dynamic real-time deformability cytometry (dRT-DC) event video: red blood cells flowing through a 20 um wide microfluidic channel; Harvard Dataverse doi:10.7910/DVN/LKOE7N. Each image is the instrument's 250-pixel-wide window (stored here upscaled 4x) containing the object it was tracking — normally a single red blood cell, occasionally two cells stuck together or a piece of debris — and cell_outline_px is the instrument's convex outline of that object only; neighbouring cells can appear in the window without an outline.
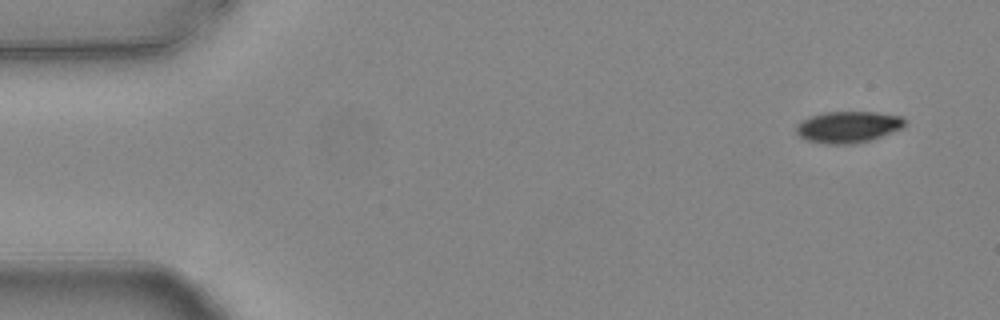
{"species": "common noctule bat (a hibernating species)", "species_latin": "Nyctalus noctula", "temperature_condition": "warm", "stored_images_in_passage": 52, "camera_frame_rate_fps": 3000, "um_per_image_px": 0.085, "animal": {"sex": "female", "body_mass_g": 24.6, "forearm_length_mm": 56.2}, "frame": {"image": 1, "passage_image": 1, "time_ms": 0.0, "image_size_px": [1000, 320], "cell_outline_px": [[904, 128], [872, 140], [852, 144], [824, 144], [804, 140], [796, 132], [796, 124], [800, 120], [824, 112], [876, 112], [904, 116]], "centroid_in_image_um": [72.09, 10.8], "position_along_channel_um": 12.9, "area_um2": 20.23}}
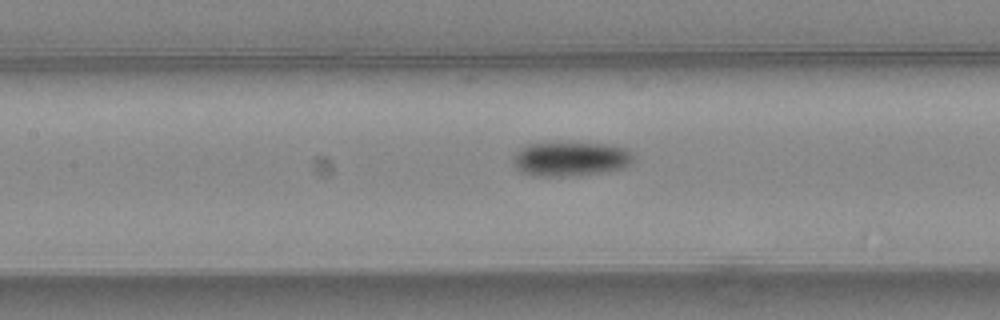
{"frame": {"image": 2, "passage_image": 22, "time_ms": 7.0, "image_size_px": [1000, 320], "cell_outline_px": [[636, 156], [624, 168], [608, 172], [580, 176], [532, 176], [520, 172], [516, 168], [512, 160], [512, 156], [516, 152], [528, 144], [572, 140], [608, 144], [628, 148]], "centroid_in_image_um": [48.52, 13.48], "position_along_channel_um": 158.9, "area_um2": 25.43}}
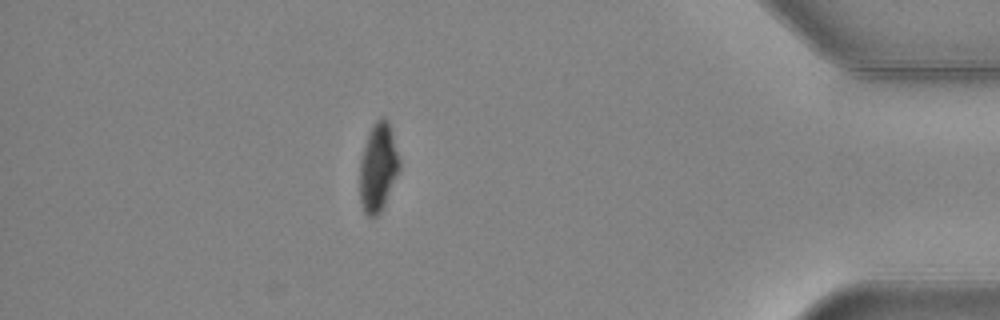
{"frame": {"image": 3, "passage_image": 45, "time_ms": 14.667, "image_size_px": [1000, 320], "cell_outline_px": [[400, 168], [384, 204], [380, 212], [372, 220], [364, 212], [360, 204], [360, 160], [364, 144], [368, 132], [376, 120], [380, 116], [384, 116], [388, 120], [400, 160]], "centroid_in_image_um": [32.12, 14.22], "position_along_channel_um": 403.1, "area_um2": 20.52}, "authors_computed_cell_mechanics": {"area_um2": 22.253, "velocity_mm_per_s": 3.7988, "shape_relaxation_time_tau1_ms": 4.6686, "shape_relaxation_time_tau2_ms": null, "deformation_change_tau1": 0.1448, "deformation_change_tau2": null}}